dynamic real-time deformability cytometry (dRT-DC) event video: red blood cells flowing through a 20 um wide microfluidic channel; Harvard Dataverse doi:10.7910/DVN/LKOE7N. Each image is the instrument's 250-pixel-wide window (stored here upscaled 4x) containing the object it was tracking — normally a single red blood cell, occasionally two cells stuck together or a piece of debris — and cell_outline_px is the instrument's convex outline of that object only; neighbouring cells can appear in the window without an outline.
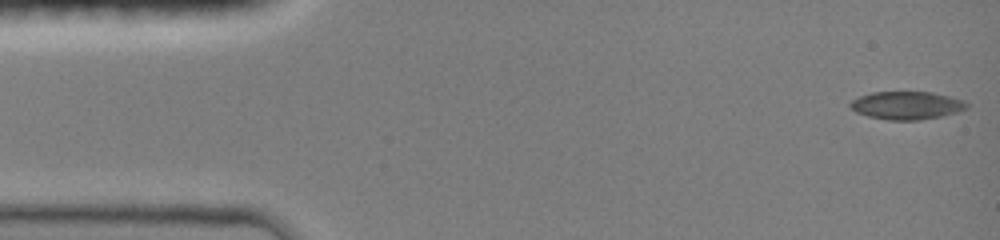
{"species": "common noctule bat (a hibernating species)", "species_latin": "Nyctalus noctula", "temperature_condition": "room temperature", "stored_images_in_passage": 47, "camera_frame_rate_fps": 3000, "um_per_image_px": 0.085, "animal": {"sex": "female", "body_mass_g": 19.0, "forearm_length_mm": 51.5}, "frame": {"image": 1, "passage_image": 1, "time_ms": 0.0, "image_size_px": [1000, 240], "cell_outline_px": [[968, 108], [960, 112], [920, 120], [888, 120], [868, 116], [856, 112], [848, 104], [852, 100], [860, 96], [872, 92], [932, 92], [964, 100], [968, 104]], "centroid_in_image_um": [77.09, 8.96], "position_along_channel_um": 7.9, "area_um2": 19.02}}
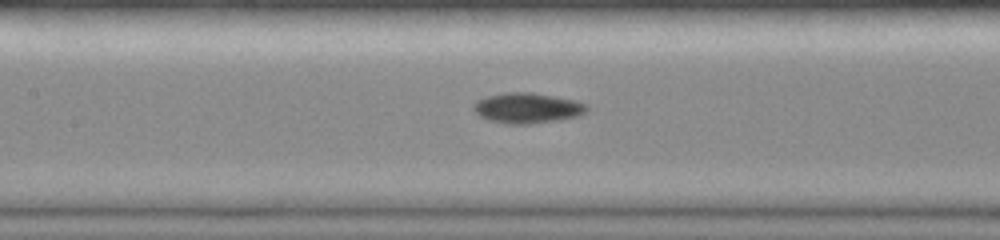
{"frame": {"image": 2, "passage_image": 21, "time_ms": 6.667, "image_size_px": [1000, 240], "cell_outline_px": [[588, 108], [580, 116], [560, 120], [528, 124], [508, 124], [488, 120], [480, 116], [472, 108], [472, 104], [476, 100], [484, 96], [504, 92], [532, 92], [572, 100], [588, 104]], "centroid_in_image_um": [44.78, 9.18], "position_along_channel_um": 162.6, "area_um2": 20.23}}
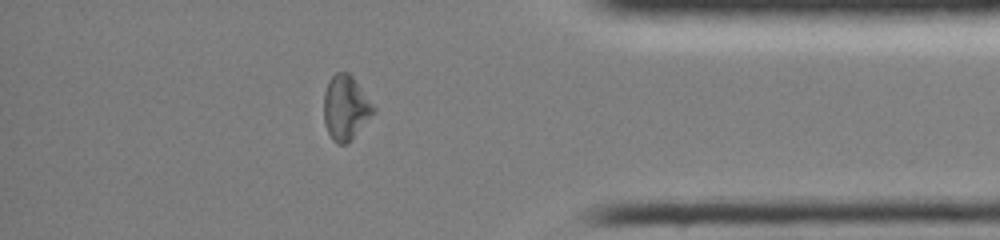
{"frame": {"image": 3, "passage_image": 40, "time_ms": 13.0, "image_size_px": [1000, 240], "cell_outline_px": [[376, 112], [352, 140], [344, 144], [336, 144], [332, 140], [328, 132], [324, 120], [324, 92], [328, 80], [336, 72], [348, 72], [352, 76], [376, 108]], "centroid_in_image_um": [29.39, 9.17], "position_along_channel_um": 405.8, "area_um2": 18.84}, "authors_computed_cell_mechanics": {"area_um2": 18.7272, "velocity_mm_per_s": 4.0594, "shape_relaxation_time_tau1_ms": 3.9012, "shape_relaxation_time_tau2_ms": 6.6664, "deformation_change_tau1": 0.1426, "deformation_change_tau2": 0.1377}}